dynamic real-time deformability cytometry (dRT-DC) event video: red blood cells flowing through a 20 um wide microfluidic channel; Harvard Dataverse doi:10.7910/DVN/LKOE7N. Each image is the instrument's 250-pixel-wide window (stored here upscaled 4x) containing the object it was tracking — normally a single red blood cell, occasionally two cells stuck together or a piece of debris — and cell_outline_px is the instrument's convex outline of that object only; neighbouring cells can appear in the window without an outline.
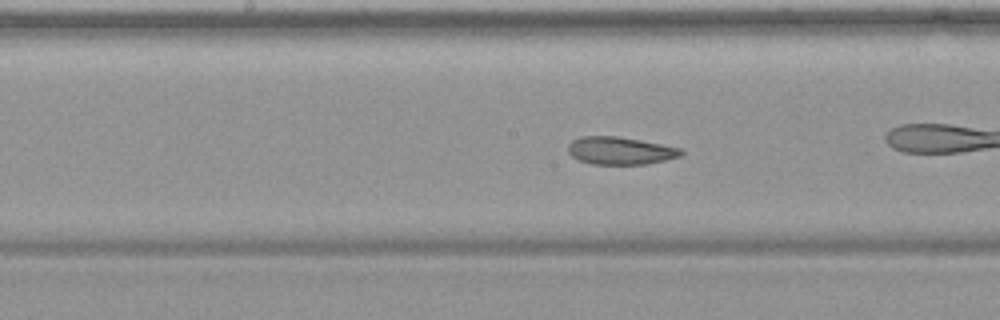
{"species": "common noctule bat (a hibernating species)", "species_latin": "Nyctalus noctula", "temperature_condition": "warm", "stored_images_in_passage": 36, "camera_frame_rate_fps": 3000, "um_per_image_px": 0.085, "animal": {"sex": "female", "body_mass_g": 19.9}, "frame": {"image": 1, "passage_image": 16, "time_ms": 5.0, "image_size_px": [1000, 320], "cell_outline_px": [[684, 152], [680, 156], [648, 164], [592, 164], [580, 160], [572, 156], [568, 152], [568, 144], [572, 140], [580, 136], [616, 136], [640, 140], [680, 148]], "centroid_in_image_um": [52.69, 12.8], "position_along_channel_um": 195.5, "area_um2": 18.09}, "authors_computed_cell_mechanics": {"area_um2": 19.4786, "velocity_mm_per_s": 3.7116, "shape_relaxation_time_tau1_ms": null, "shape_relaxation_time_tau2_ms": 2.7822, "deformation_change_tau1": null, "deformation_change_tau2": 0.0849}}